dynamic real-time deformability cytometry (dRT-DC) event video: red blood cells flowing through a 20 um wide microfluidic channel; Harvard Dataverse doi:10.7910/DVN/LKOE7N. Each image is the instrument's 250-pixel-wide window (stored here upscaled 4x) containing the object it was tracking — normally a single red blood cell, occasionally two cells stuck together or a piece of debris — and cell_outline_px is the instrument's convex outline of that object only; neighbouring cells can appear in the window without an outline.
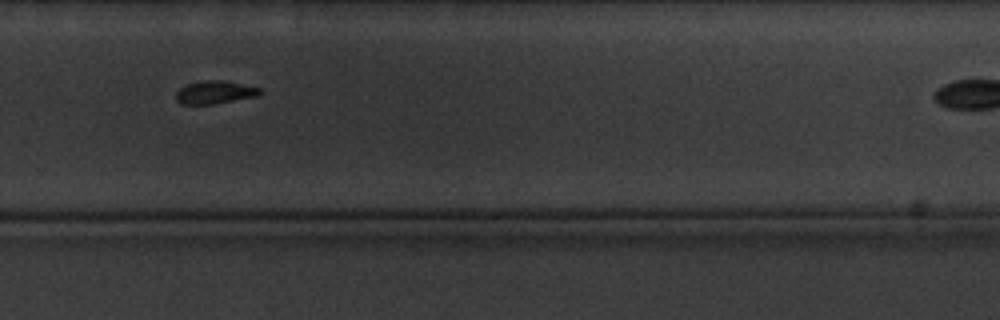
{"species": "common noctule bat (a hibernating species)", "species_latin": "Nyctalus noctula", "temperature_condition": "cold", "stored_images_in_passage": 17, "camera_frame_rate_fps": 3000, "um_per_image_px": 0.085, "animal": {"sex": "male", "body_mass_g": 20.1, "forearm_length_mm": 53.5}, "frame": {"image": 1, "passage_image": 12, "time_ms": 13.0, "image_size_px": [1000, 320], "cell_outline_px": [[264, 92], [260, 96], [216, 104], [180, 104], [176, 100], [176, 92], [180, 88], [188, 84], [204, 80], [220, 80], [260, 88]], "centroid_in_image_um": [18.3, 7.86], "position_along_channel_um": 311.5, "area_um2": 11.33}, "authors_computed_cell_mechanics": {"area_um2": 20.4612, "velocity_mm_per_s": 3.3511, "shape_relaxation_time_tau1_ms": 2.593, "shape_relaxation_time_tau2_ms": 6.5466, "deformation_change_tau1": 0.0939, "deformation_change_tau2": 0.1193}}